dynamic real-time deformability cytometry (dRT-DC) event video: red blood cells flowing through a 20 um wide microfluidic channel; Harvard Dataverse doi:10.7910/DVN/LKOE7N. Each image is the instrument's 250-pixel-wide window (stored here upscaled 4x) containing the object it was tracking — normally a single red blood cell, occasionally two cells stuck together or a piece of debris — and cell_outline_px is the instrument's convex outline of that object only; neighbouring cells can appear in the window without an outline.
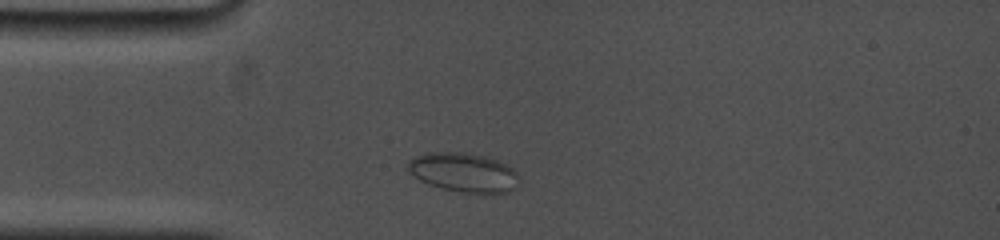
{"species": "common noctule bat (a hibernating species)", "species_latin": "Nyctalus noctula", "temperature_condition": "cold", "stored_images_in_passage": 4, "camera_frame_rate_fps": 5000, "um_per_image_px": 0.085, "animal": {"sex": "female", "body_mass_g": 19.0, "forearm_length_mm": 53.3}, "frame": {"image": 1, "passage_image": 2, "time_ms": 0.6, "image_size_px": [1000, 240], "cell_outline_px": [[520, 180], [516, 188], [508, 192], [460, 192], [440, 188], [428, 184], [420, 180], [408, 172], [408, 160], [416, 156], [428, 152], [468, 152], [484, 156], [496, 160], [512, 168], [516, 172]], "centroid_in_image_um": [39.39, 14.65], "position_along_channel_um": 45.6, "area_um2": 25.37}}
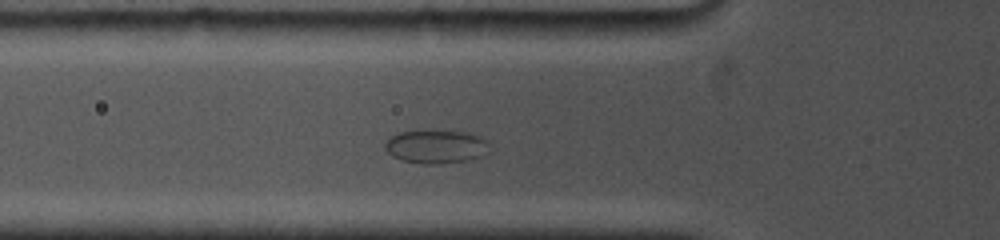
{"frame": {"image": 2, "passage_image": 4, "time_ms": 2.2, "image_size_px": [1000, 240], "cell_outline_px": [[488, 152], [480, 156], [468, 160], [440, 164], [424, 164], [400, 160], [392, 156], [384, 148], [384, 144], [392, 136], [400, 132], [468, 132], [480, 136], [488, 140]], "centroid_in_image_um": [37.08, 12.49], "position_along_channel_um": 88.7, "area_um2": 20.06}}